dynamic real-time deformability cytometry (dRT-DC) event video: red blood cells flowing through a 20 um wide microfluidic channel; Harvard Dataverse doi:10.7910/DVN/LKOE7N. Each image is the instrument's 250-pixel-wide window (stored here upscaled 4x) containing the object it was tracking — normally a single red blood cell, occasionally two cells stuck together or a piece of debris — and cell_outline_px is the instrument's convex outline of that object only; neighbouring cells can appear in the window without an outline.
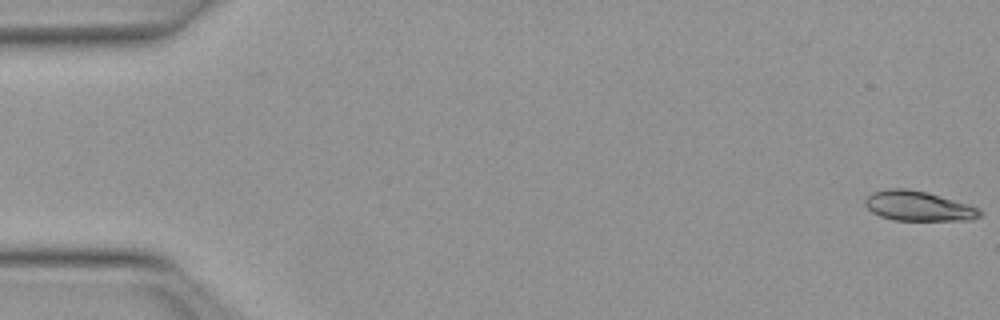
{"species": "Egyptian fruit bat (a non-hibernating species)", "species_latin": "Rousettus aegyptiacus", "temperature_condition": "warm", "stored_images_in_passage": 51, "camera_frame_rate_fps": 3000, "um_per_image_px": 0.085, "animal": {"sex": "female"}, "frame": {"image": 1, "passage_image": 1, "time_ms": 0.0, "image_size_px": [1000, 320], "cell_outline_px": [[984, 212], [980, 216], [972, 220], [892, 220], [880, 216], [872, 212], [864, 204], [864, 200], [872, 192], [888, 188], [908, 188], [928, 192], [968, 204], [980, 208]], "centroid_in_image_um": [78.07, 17.51], "position_along_channel_um": 6.9, "area_um2": 20.17}}
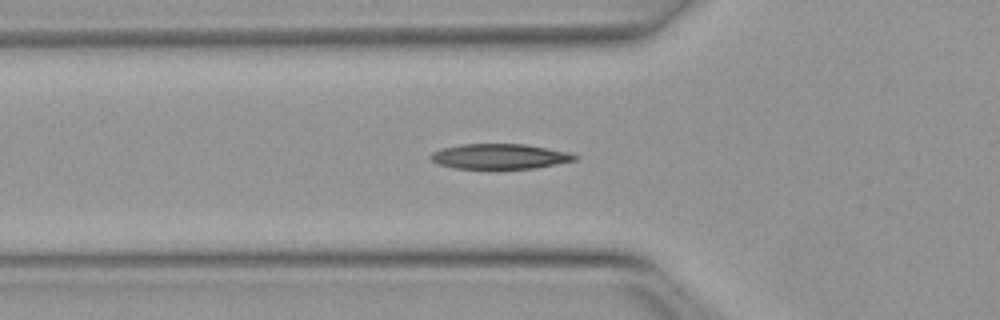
{"frame": {"image": 2, "passage_image": 18, "time_ms": 5.667, "image_size_px": [1000, 320], "cell_outline_px": [[580, 156], [576, 160], [536, 168], [456, 168], [436, 164], [428, 156], [432, 152], [444, 148], [460, 144], [524, 144], [548, 148], [568, 152]], "centroid_in_image_um": [42.47, 13.29], "position_along_channel_um": 83.3, "area_um2": 21.04}}
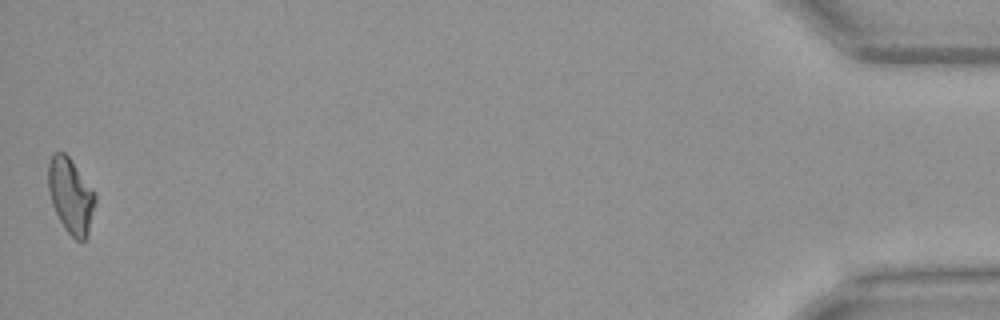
{"frame": {"image": 3, "passage_image": 51, "time_ms": 16.667, "image_size_px": [1000, 320], "cell_outline_px": [[96, 200], [88, 236], [84, 240], [76, 240], [64, 228], [52, 204], [48, 188], [48, 164], [52, 156], [56, 152], [64, 152], [68, 156], [96, 192]], "centroid_in_image_um": [6.03, 16.64], "position_along_channel_um": 429.2, "area_um2": 20.52}, "authors_computed_cell_mechanics": {"area_um2": 20.519, "velocity_mm_per_s": 4.0201, "shape_relaxation_time_tau1_ms": null, "shape_relaxation_time_tau2_ms": 4.7649, "deformation_change_tau1": null, "deformation_change_tau2": 0.1302}}